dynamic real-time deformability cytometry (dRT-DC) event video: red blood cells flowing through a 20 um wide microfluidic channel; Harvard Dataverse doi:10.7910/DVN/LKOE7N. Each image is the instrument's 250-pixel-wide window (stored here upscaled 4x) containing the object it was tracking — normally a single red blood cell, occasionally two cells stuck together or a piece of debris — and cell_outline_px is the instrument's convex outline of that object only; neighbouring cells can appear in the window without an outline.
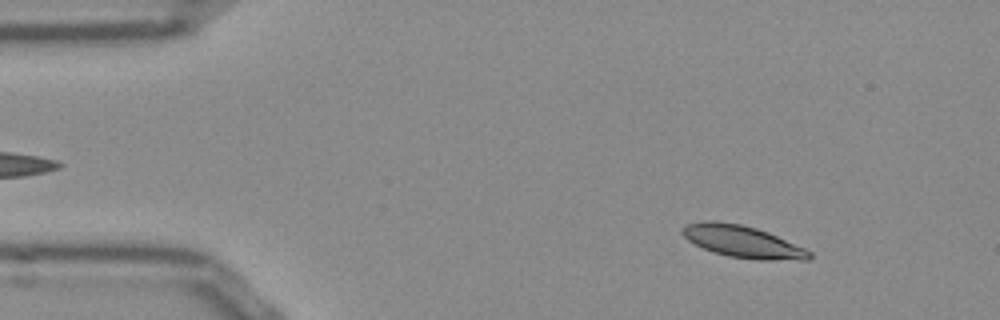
{"species": "Egyptian fruit bat (a non-hibernating species)", "species_latin": "Rousettus aegyptiacus", "temperature_condition": "room temperature", "stored_images_in_passage": 52, "camera_frame_rate_fps": 3000, "um_per_image_px": 0.085, "frame": {"image": 1, "passage_image": 6, "time_ms": 1.667, "image_size_px": [1000, 320], "cell_outline_px": [[812, 256], [808, 260], [756, 260], [728, 256], [712, 252], [688, 240], [680, 232], [684, 224], [704, 220], [712, 220], [740, 224], [756, 228], [768, 232], [804, 248], [812, 252]], "centroid_in_image_um": [63.1, 20.53], "position_along_channel_um": 21.9, "area_um2": 23.76}}
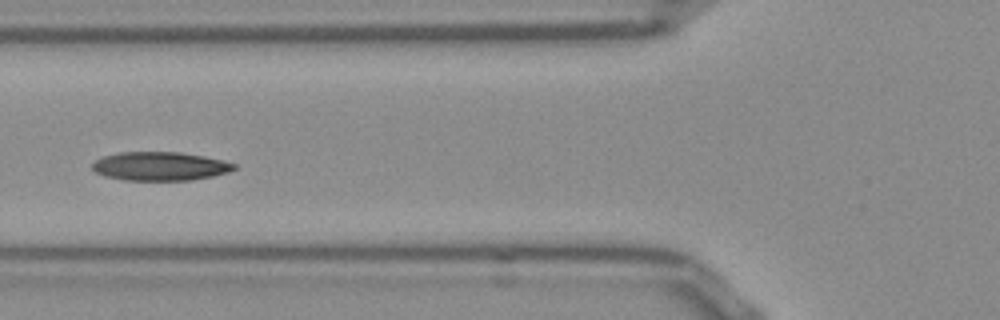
{"frame": {"image": 2, "passage_image": 19, "time_ms": 6.0, "image_size_px": [1000, 320], "cell_outline_px": [[236, 168], [228, 172], [212, 176], [192, 180], [124, 180], [104, 176], [96, 172], [92, 168], [92, 164], [96, 160], [104, 156], [120, 152], [180, 152], [204, 156], [236, 164]], "centroid_in_image_um": [13.59, 14.13], "position_along_channel_um": 112.2, "area_um2": 23.58}}
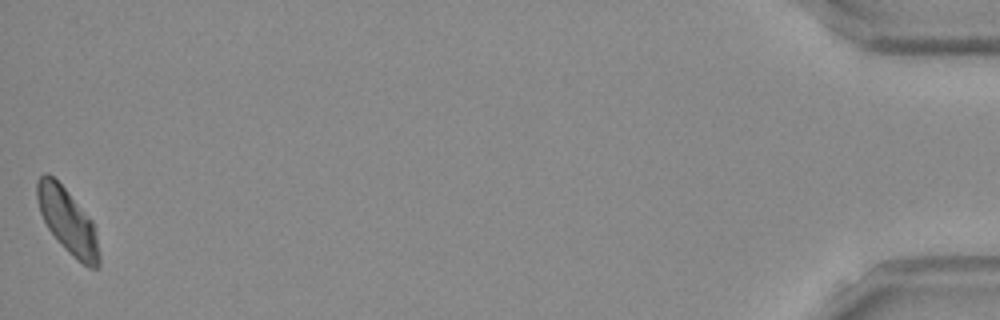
{"frame": {"image": 3, "passage_image": 52, "time_ms": 17.0, "image_size_px": [1000, 320], "cell_outline_px": [[100, 264], [96, 268], [88, 268], [68, 252], [64, 248], [48, 228], [40, 212], [36, 196], [36, 180], [44, 172], [52, 176], [64, 188], [92, 220], [100, 252]], "centroid_in_image_um": [5.75, 18.8], "position_along_channel_um": 429.5, "area_um2": 23.18}, "authors_computed_cell_mechanics": {"area_um2": 23.409, "velocity_mm_per_s": 3.7989, "shape_relaxation_time_tau1_ms": 5.0676, "shape_relaxation_time_tau2_ms": 5.6232, "deformation_change_tau1": 0.1236, "deformation_change_tau2": 0.0992}}